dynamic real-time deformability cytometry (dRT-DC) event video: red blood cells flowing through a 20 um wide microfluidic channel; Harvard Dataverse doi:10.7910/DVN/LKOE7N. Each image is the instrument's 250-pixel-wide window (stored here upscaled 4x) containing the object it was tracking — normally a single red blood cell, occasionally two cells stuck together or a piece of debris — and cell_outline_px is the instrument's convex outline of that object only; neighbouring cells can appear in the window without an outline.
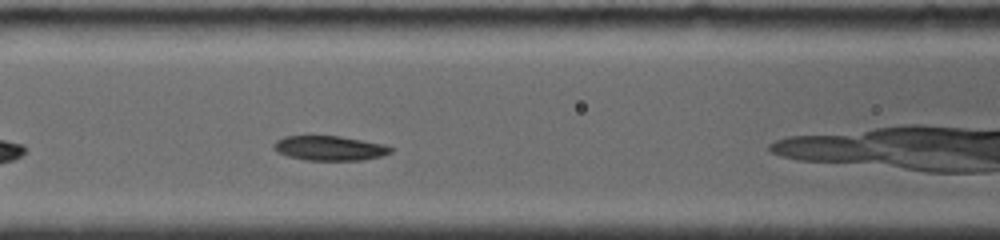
{"species": "common noctule bat (a hibernating species)", "species_latin": "Nyctalus noctula", "temperature_condition": "room temperature", "stored_images_in_passage": 6, "camera_frame_rate_fps": 4000, "um_per_image_px": 0.085, "animal": {"sex": "female", "body_mass_g": 19.0, "forearm_length_mm": 56.7}, "frame": {"image": 1, "passage_image": 6, "time_ms": 2.25, "image_size_px": [1000, 240], "cell_outline_px": [[392, 152], [384, 156], [364, 160], [304, 160], [288, 156], [276, 152], [272, 148], [272, 144], [276, 140], [284, 136], [340, 136], [384, 144], [392, 148]], "centroid_in_image_um": [28.0, 12.6], "position_along_channel_um": 138.6, "area_um2": 16.99}}